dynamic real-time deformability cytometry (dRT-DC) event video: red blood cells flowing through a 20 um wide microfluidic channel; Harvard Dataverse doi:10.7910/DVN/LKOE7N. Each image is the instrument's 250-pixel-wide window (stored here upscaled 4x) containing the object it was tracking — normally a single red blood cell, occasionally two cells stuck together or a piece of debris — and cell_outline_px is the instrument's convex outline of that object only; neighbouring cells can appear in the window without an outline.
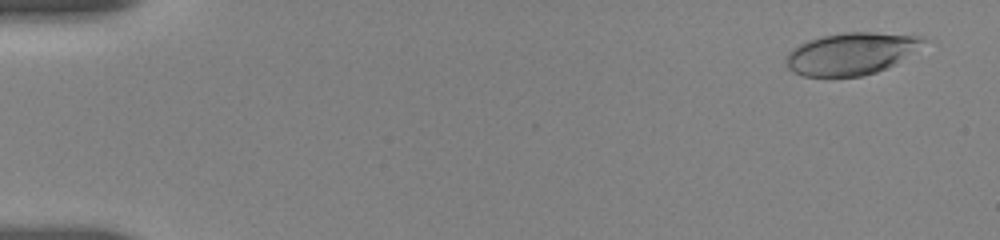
{"species": "human", "species_latin": "Homo sapiens", "temperature_condition": "room temperature", "stored_images_in_passage": 12, "camera_frame_rate_fps": 3000, "um_per_image_px": 0.085, "donor": {"sex": "female"}, "frame": {"image": 1, "passage_image": 3, "time_ms": 0.667, "image_size_px": [1000, 240], "cell_outline_px": [[928, 40], [888, 68], [876, 72], [860, 76], [828, 80], [804, 76], [788, 68], [788, 52], [792, 48], [800, 44], [824, 36], [848, 32], [872, 32], [916, 36]], "centroid_in_image_um": [72.29, 4.61], "position_along_channel_um": 12.7, "area_um2": 33.52}}
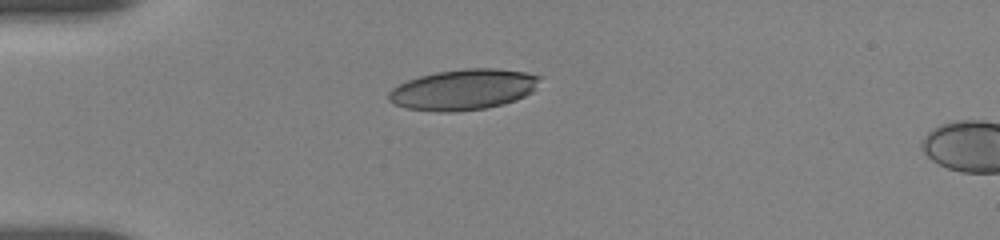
{"frame": {"image": 2, "passage_image": 10, "time_ms": 4.667, "image_size_px": [1000, 240], "cell_outline_px": [[544, 76], [532, 92], [516, 100], [504, 104], [488, 108], [456, 112], [440, 112], [408, 108], [396, 104], [388, 100], [388, 92], [392, 88], [408, 80], [420, 76], [436, 72], [464, 68], [496, 68], [524, 72]], "centroid_in_image_um": [39.42, 7.61], "position_along_channel_um": 45.6, "area_um2": 36.01}}